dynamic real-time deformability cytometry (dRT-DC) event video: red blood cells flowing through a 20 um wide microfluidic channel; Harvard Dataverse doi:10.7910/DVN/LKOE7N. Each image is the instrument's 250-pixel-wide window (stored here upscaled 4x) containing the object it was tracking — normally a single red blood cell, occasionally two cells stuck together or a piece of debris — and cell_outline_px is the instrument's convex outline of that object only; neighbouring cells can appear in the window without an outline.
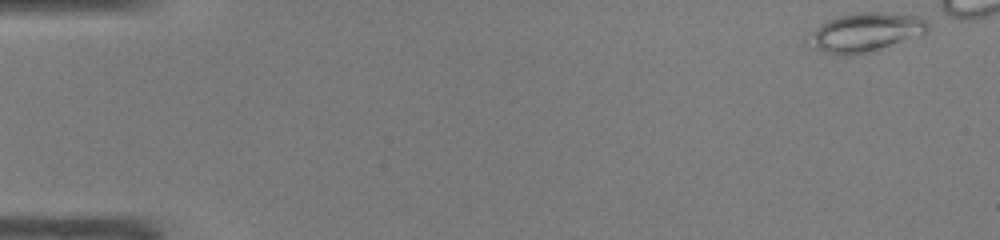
{"species": "common noctule bat (a hibernating species)", "species_latin": "Nyctalus noctula", "temperature_condition": "warm", "stored_images_in_passage": 10, "camera_frame_rate_fps": 3000, "um_per_image_px": 0.085, "animal": {"sex": "male", "body_mass_g": 19.0, "forearm_length_mm": 50.8}, "frame": {"image": 1, "passage_image": 1, "time_ms": 0.0, "image_size_px": [1000, 240], "cell_outline_px": [[928, 32], [876, 52], [844, 56], [828, 52], [816, 48], [804, 40], [804, 36], [808, 32], [820, 24], [828, 20], [840, 16], [856, 12], [880, 12], [920, 16], [928, 20]], "centroid_in_image_um": [73.55, 2.75], "position_along_channel_um": 11.4, "area_um2": 27.63}}